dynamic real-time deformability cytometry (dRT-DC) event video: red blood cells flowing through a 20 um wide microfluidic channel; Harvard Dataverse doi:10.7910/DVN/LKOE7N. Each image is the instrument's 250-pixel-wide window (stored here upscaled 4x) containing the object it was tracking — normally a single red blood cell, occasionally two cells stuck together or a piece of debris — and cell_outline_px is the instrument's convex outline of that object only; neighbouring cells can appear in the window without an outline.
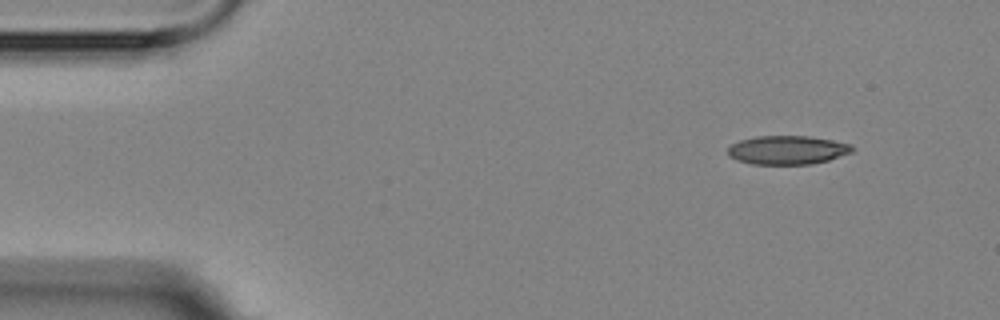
{"species": "Egyptian fruit bat (a non-hibernating species)", "species_latin": "Rousettus aegyptiacus", "temperature_condition": "room temperature", "stored_images_in_passage": 4, "camera_frame_rate_fps": 3000, "um_per_image_px": 0.085, "animal": {"sex": "female"}, "frame": {"image": 1, "passage_image": 1, "time_ms": 0.0, "image_size_px": [1000, 320], "cell_outline_px": [[856, 148], [852, 152], [828, 160], [812, 164], [752, 164], [736, 160], [728, 156], [728, 148], [732, 144], [740, 140], [756, 136], [808, 136], [832, 140], [852, 144]], "centroid_in_image_um": [66.94, 12.75], "position_along_channel_um": 18.1, "area_um2": 20.92}}
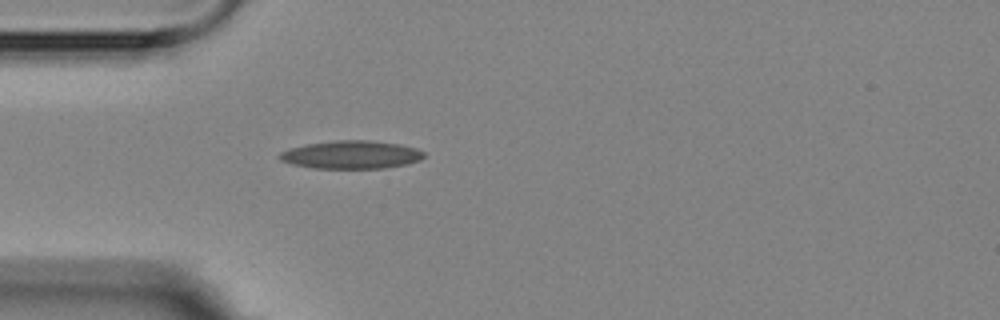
{"frame": {"image": 2, "passage_image": 4, "time_ms": 3.333, "image_size_px": [1000, 320], "cell_outline_px": [[424, 156], [420, 160], [408, 164], [384, 168], [312, 168], [292, 164], [280, 160], [280, 152], [288, 148], [308, 144], [336, 140], [368, 140], [400, 144], [416, 148], [424, 152]], "centroid_in_image_um": [29.87, 13.15], "position_along_channel_um": 55.1, "area_um2": 23.58}}